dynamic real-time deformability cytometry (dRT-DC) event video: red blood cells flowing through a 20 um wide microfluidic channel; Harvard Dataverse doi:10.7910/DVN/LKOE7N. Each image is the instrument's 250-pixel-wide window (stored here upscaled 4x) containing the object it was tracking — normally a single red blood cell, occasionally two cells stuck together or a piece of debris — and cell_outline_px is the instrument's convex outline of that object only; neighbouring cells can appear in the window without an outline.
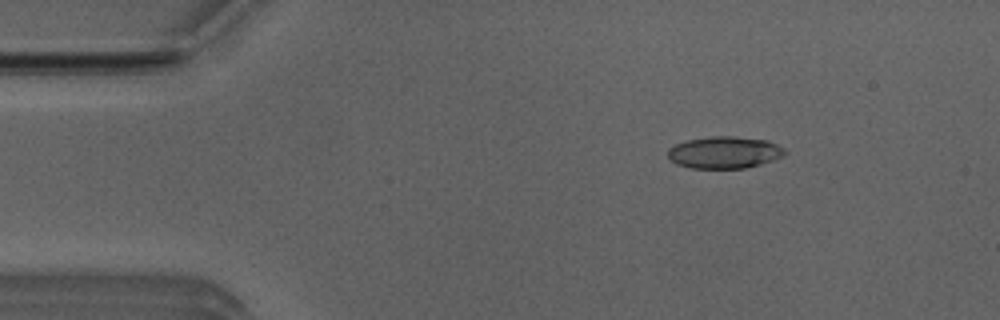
{"species": "Egyptian fruit bat (a non-hibernating species)", "species_latin": "Rousettus aegyptiacus", "temperature_condition": "room temperature", "stored_images_in_passage": 5, "camera_frame_rate_fps": 3000, "um_per_image_px": 0.085, "animal": {"sex": "male"}, "frame": {"image": 1, "passage_image": 3, "time_ms": 0.667, "image_size_px": [1000, 320], "cell_outline_px": [[788, 152], [784, 156], [760, 164], [744, 168], [692, 168], [676, 164], [668, 156], [668, 148], [676, 144], [688, 140], [712, 136], [732, 136], [768, 140], [784, 148]], "centroid_in_image_um": [61.6, 12.95], "position_along_channel_um": 23.4, "area_um2": 21.73}}